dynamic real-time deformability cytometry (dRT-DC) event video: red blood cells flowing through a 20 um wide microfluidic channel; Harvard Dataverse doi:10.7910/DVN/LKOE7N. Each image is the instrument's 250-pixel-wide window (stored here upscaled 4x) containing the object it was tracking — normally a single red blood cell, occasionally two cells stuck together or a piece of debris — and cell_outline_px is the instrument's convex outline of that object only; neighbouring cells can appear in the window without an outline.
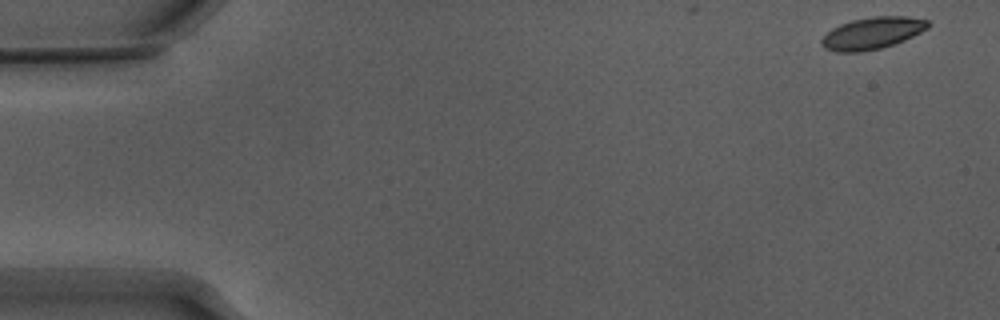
{"species": "Egyptian fruit bat (a non-hibernating species)", "species_latin": "Rousettus aegyptiacus", "temperature_condition": "warm", "stored_images_in_passage": 10, "camera_frame_rate_fps": 3000, "um_per_image_px": 0.085, "animal": {"sex": "male"}, "frame": {"image": 1, "passage_image": 1, "time_ms": 0.0, "image_size_px": [1000, 320], "cell_outline_px": [[932, 24], [928, 28], [904, 40], [880, 48], [860, 52], [836, 52], [824, 48], [820, 44], [820, 40], [832, 28], [840, 24], [852, 20], [872, 16], [908, 16], [928, 20]], "centroid_in_image_um": [74.14, 2.81], "position_along_channel_um": 10.9, "area_um2": 19.83}}